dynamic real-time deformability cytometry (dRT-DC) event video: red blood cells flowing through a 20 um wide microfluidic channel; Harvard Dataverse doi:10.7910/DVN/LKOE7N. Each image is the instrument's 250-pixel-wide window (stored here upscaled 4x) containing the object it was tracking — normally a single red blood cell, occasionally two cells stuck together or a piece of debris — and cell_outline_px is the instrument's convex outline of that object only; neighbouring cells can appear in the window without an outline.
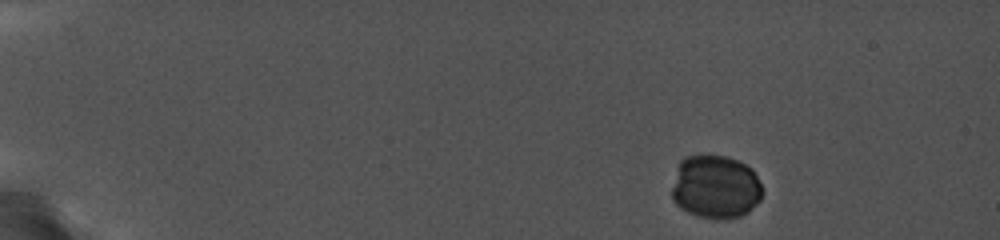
{"species": "common noctule bat (a hibernating species)", "species_latin": "Nyctalus noctula", "temperature_condition": "cold", "stored_images_in_passage": 15, "camera_frame_rate_fps": 5000, "um_per_image_px": 0.085, "animal": {"sex": "female", "body_mass_g": 19.0, "forearm_length_mm": 56.7}, "frame": {"image": 1, "passage_image": 1, "time_ms": 0.0, "image_size_px": [1000, 240], "cell_outline_px": [[760, 200], [740, 216], [720, 220], [716, 220], [696, 216], [688, 212], [676, 204], [672, 196], [672, 188], [680, 160], [688, 156], [724, 156], [736, 160], [744, 164], [756, 176], [760, 184]], "centroid_in_image_um": [60.78, 15.91], "position_along_channel_um": 24.2, "area_um2": 32.83}}